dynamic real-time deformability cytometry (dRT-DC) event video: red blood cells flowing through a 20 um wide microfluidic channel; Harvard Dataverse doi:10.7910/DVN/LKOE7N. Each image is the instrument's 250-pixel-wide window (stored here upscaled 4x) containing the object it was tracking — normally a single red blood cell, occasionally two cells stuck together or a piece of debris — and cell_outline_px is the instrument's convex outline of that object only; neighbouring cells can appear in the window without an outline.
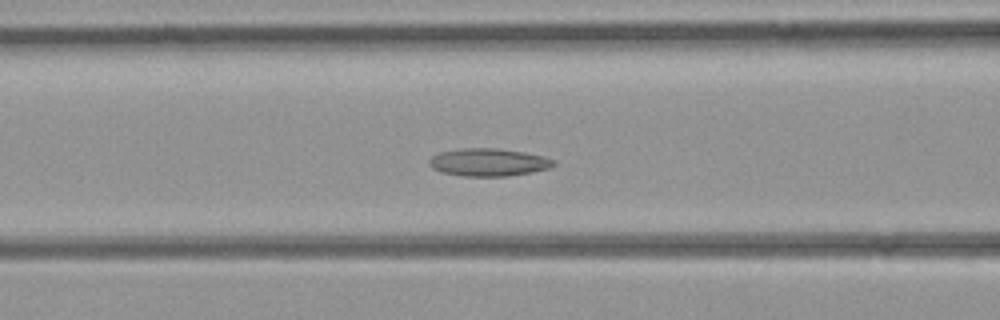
{"species": "common noctule bat (a hibernating species)", "species_latin": "Nyctalus noctula", "temperature_condition": "room temperature", "stored_images_in_passage": 30, "camera_frame_rate_fps": 3000, "um_per_image_px": 0.085, "animal": {"sex": "female", "body_mass_g": 21.9}, "frame": {"image": 1, "passage_image": 13, "time_ms": 4.0, "image_size_px": [1000, 320], "cell_outline_px": [[556, 164], [548, 168], [532, 172], [508, 176], [464, 176], [440, 172], [432, 168], [428, 164], [428, 160], [432, 156], [440, 152], [460, 148], [496, 148], [524, 152], [544, 156], [556, 160]], "centroid_in_image_um": [41.51, 13.79], "position_along_channel_um": 125.1, "area_um2": 20.23}}
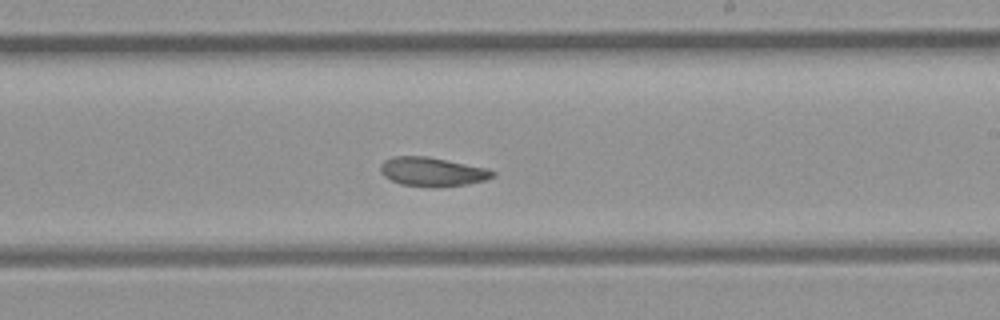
{"frame": {"image": 2, "passage_image": 21, "time_ms": 6.667, "image_size_px": [1000, 320], "cell_outline_px": [[496, 172], [492, 176], [484, 180], [464, 184], [428, 188], [400, 184], [384, 176], [380, 168], [380, 164], [384, 160], [392, 156], [428, 156], [488, 168]], "centroid_in_image_um": [36.71, 14.59], "position_along_channel_um": 252.3, "area_um2": 18.96}}
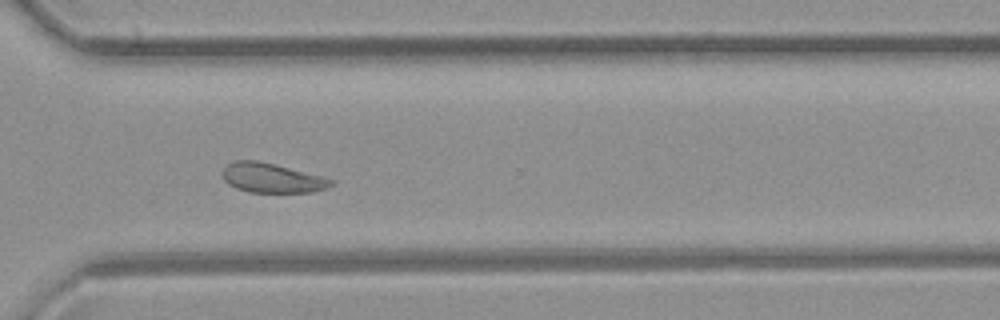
{"frame": {"image": 3, "passage_image": 27, "time_ms": 8.667, "image_size_px": [1000, 320], "cell_outline_px": [[336, 184], [312, 192], [248, 192], [236, 188], [228, 184], [224, 180], [220, 172], [228, 164], [236, 160], [256, 160], [324, 176], [336, 180]], "centroid_in_image_um": [23.12, 15.13], "position_along_channel_um": 347.5, "area_um2": 18.79}}